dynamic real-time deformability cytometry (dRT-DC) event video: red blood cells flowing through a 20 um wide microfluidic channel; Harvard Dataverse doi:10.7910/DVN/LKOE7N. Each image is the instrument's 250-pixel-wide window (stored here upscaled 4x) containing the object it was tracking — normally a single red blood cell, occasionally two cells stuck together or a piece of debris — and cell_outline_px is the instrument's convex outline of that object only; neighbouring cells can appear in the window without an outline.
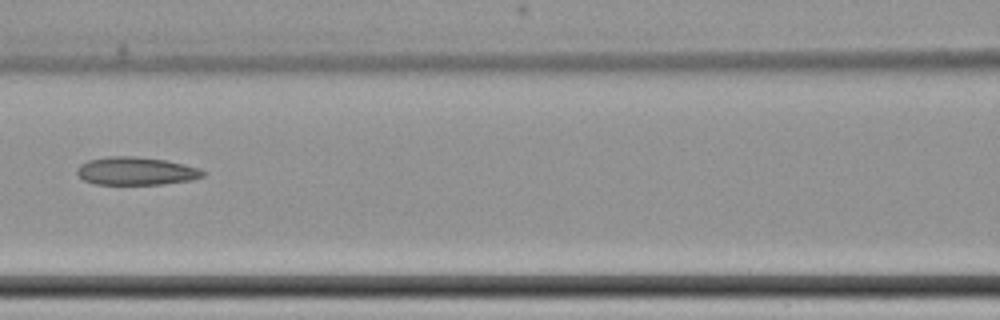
{"species": "common noctule bat (a hibernating species)", "species_latin": "Nyctalus noctula", "temperature_condition": "cold", "stored_images_in_passage": 10, "camera_frame_rate_fps": 3000, "um_per_image_px": 0.085, "animal": {"sex": "female", "body_mass_g": 22.7, "forearm_length_mm": 54.2}, "frame": {"image": 1, "passage_image": 9, "time_ms": 9.667, "image_size_px": [1000, 320], "cell_outline_px": [[204, 176], [192, 180], [160, 184], [96, 184], [84, 180], [76, 172], [76, 168], [80, 164], [88, 160], [108, 156], [136, 156], [164, 160], [184, 164], [200, 168], [204, 172]], "centroid_in_image_um": [11.55, 14.53], "position_along_channel_um": 155.0, "area_um2": 20.52}}
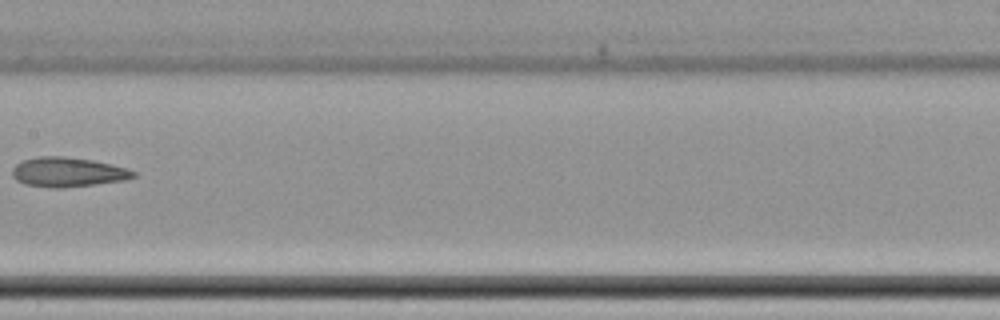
{"frame": {"image": 2, "passage_image": 10, "time_ms": 11.0, "image_size_px": [1000, 320], "cell_outline_px": [[136, 176], [124, 180], [64, 188], [52, 188], [24, 184], [16, 180], [12, 176], [12, 168], [16, 164], [24, 160], [40, 156], [64, 156], [92, 160], [112, 164], [128, 168], [136, 172]], "centroid_in_image_um": [5.76, 14.63], "position_along_channel_um": 201.6, "area_um2": 20.92}}